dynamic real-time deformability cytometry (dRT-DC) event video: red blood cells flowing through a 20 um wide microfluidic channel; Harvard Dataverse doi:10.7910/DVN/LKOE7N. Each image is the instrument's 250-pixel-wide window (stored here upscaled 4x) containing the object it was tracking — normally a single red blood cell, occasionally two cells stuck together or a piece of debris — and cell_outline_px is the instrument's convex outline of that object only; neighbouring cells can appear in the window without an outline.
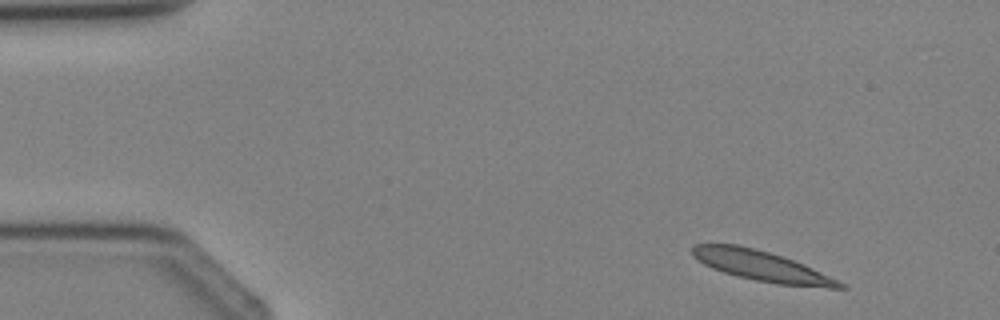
{"species": "Egyptian fruit bat (a non-hibernating species)", "species_latin": "Rousettus aegyptiacus", "temperature_condition": "cold", "stored_images_in_passage": 3, "camera_frame_rate_fps": 3000, "um_per_image_px": 0.085, "animal": {"sex": "female"}, "frame": {"image": 1, "passage_image": 1, "time_ms": 0.0, "image_size_px": [1000, 320], "cell_outline_px": [[848, 288], [828, 288], [776, 284], [756, 280], [724, 272], [712, 268], [704, 264], [692, 256], [692, 244], [736, 244], [756, 248], [804, 264], [844, 284]], "centroid_in_image_um": [64.7, 22.6], "position_along_channel_um": 20.3, "area_um2": 25.61}}
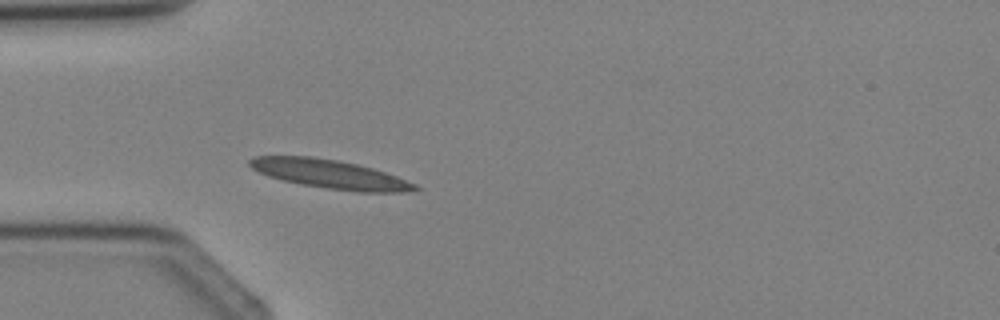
{"frame": {"image": 2, "passage_image": 3, "time_ms": 2.333, "image_size_px": [1000, 320], "cell_outline_px": [[420, 188], [404, 192], [356, 192], [300, 184], [268, 176], [252, 168], [248, 164], [248, 160], [256, 156], [312, 156], [336, 160], [356, 164], [372, 168], [396, 176], [416, 184]], "centroid_in_image_um": [28.03, 14.8], "position_along_channel_um": 57.0, "area_um2": 27.46}}